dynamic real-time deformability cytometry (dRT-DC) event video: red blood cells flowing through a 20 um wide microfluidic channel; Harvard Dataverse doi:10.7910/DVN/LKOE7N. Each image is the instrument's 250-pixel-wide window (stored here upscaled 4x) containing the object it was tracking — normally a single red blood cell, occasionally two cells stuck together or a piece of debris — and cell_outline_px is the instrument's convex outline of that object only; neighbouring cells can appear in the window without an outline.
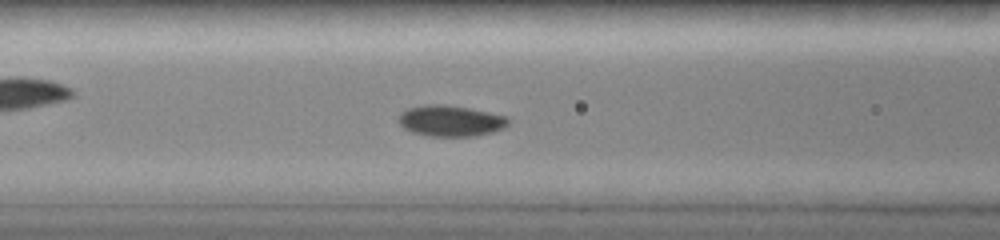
{"species": "common noctule bat (a hibernating species)", "species_latin": "Nyctalus noctula", "temperature_condition": "room temperature", "stored_images_in_passage": 17, "camera_frame_rate_fps": 3000, "um_per_image_px": 0.085, "animal": {"sex": "female", "body_mass_g": 19.0, "forearm_length_mm": 51.5}, "frame": {"image": 1, "passage_image": 12, "time_ms": 5.667, "image_size_px": [1000, 240], "cell_outline_px": [[508, 124], [504, 128], [492, 132], [476, 136], [428, 136], [412, 132], [404, 128], [396, 120], [400, 112], [408, 108], [424, 104], [444, 104], [468, 108], [508, 116]], "centroid_in_image_um": [38.26, 10.27], "position_along_channel_um": 128.3, "area_um2": 20.0}}